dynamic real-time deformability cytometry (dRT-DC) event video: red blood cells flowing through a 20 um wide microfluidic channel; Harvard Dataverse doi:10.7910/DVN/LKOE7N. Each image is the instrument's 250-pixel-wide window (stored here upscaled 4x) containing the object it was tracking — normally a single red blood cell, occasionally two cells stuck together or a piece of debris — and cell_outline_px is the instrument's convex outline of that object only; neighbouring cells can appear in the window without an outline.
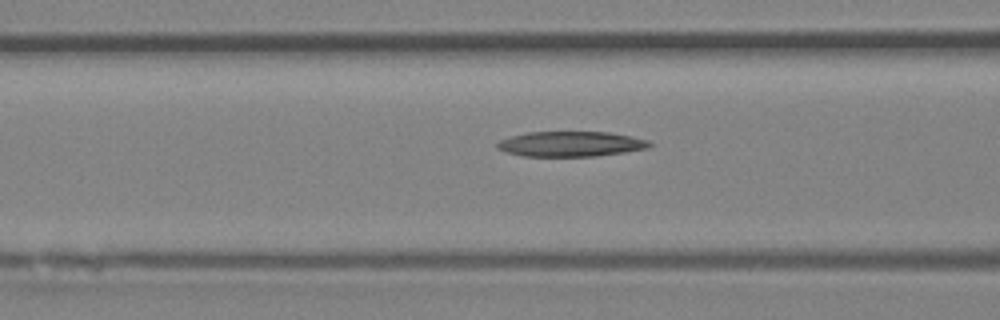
{"species": "Egyptian fruit bat (a non-hibernating species)", "species_latin": "Rousettus aegyptiacus", "temperature_condition": "room temperature", "stored_images_in_passage": 18, "camera_frame_rate_fps": 3000, "um_per_image_px": 0.085, "animal": {"sex": "female"}, "frame": {"image": 1, "passage_image": 13, "time_ms": 4.0, "image_size_px": [1000, 320], "cell_outline_px": [[652, 144], [648, 148], [624, 152], [596, 156], [520, 156], [504, 152], [496, 148], [496, 144], [500, 140], [508, 136], [528, 132], [608, 132], [632, 136], [648, 140]], "centroid_in_image_um": [48.47, 12.24], "position_along_channel_um": 118.1, "area_um2": 22.48}}
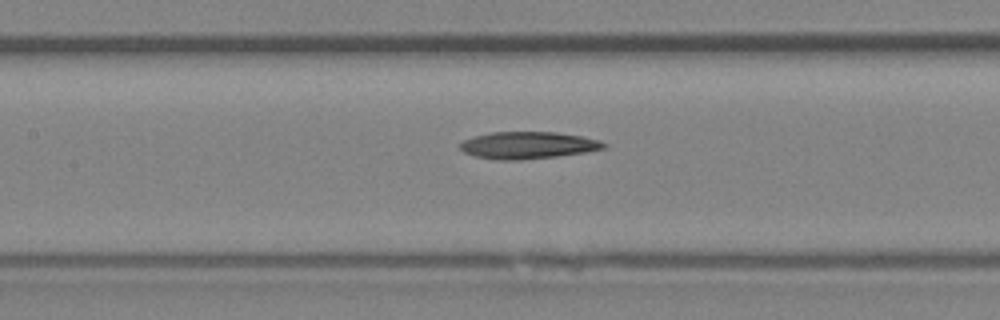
{"frame": {"image": 2, "passage_image": 16, "time_ms": 5.0, "image_size_px": [1000, 320], "cell_outline_px": [[608, 148], [584, 152], [556, 156], [520, 160], [500, 160], [476, 156], [464, 152], [460, 148], [460, 144], [464, 140], [476, 136], [492, 132], [556, 132], [584, 136], [600, 140], [608, 144]], "centroid_in_image_um": [44.94, 12.34], "position_along_channel_um": 162.5, "area_um2": 22.6}}